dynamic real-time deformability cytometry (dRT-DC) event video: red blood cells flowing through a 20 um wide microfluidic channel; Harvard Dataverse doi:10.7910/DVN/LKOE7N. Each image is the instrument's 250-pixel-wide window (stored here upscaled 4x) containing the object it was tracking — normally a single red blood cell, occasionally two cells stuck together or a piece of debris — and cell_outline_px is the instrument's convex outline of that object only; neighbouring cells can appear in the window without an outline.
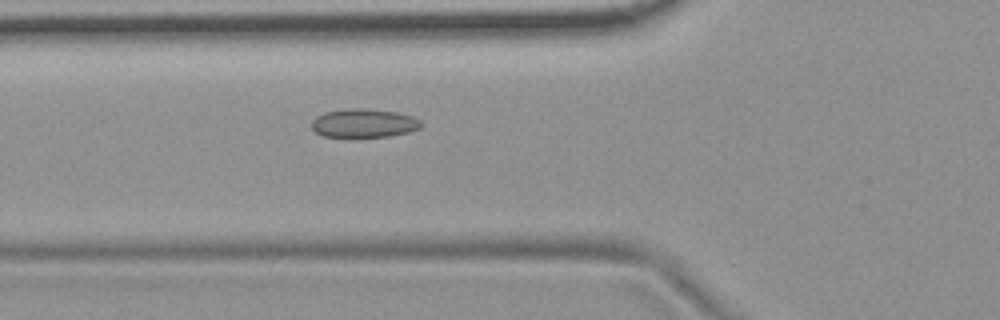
{"species": "common noctule bat (a hibernating species)", "species_latin": "Nyctalus noctula", "temperature_condition": "room temperature", "stored_images_in_passage": 2, "camera_frame_rate_fps": 3000, "um_per_image_px": 0.085, "animal": {"sex": "female", "body_mass_g": 19.9}, "frame": {"image": 1, "passage_image": 2, "time_ms": 0.333, "image_size_px": [1000, 320], "cell_outline_px": [[420, 128], [408, 132], [388, 136], [324, 136], [316, 132], [312, 128], [312, 120], [316, 116], [324, 112], [348, 108], [364, 108], [396, 112], [412, 116], [420, 120]], "centroid_in_image_um": [30.91, 10.45], "position_along_channel_um": 94.9, "area_um2": 18.03}}